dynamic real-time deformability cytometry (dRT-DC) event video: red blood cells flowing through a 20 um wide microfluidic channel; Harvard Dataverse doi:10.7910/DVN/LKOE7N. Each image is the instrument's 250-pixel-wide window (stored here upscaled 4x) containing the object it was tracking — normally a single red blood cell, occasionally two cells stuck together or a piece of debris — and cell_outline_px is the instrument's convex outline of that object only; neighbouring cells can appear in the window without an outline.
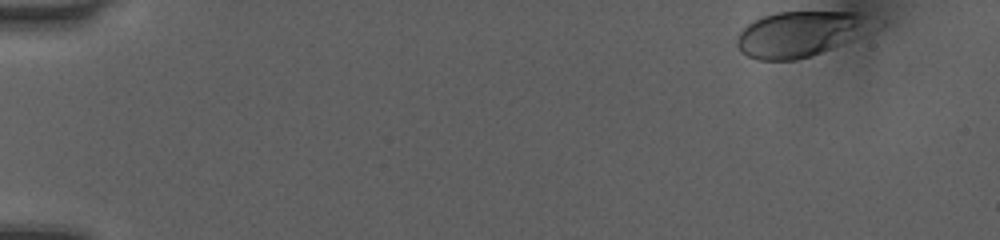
{"species": "human", "species_latin": "Homo sapiens", "temperature_condition": "room temperature", "stored_images_in_passage": 41, "camera_frame_rate_fps": 3000, "um_per_image_px": 0.085, "donor": {"sex": "female"}, "frame": {"image": 1, "passage_image": 1, "time_ms": 0.0, "image_size_px": [1000, 240], "cell_outline_px": [[868, 20], [848, 40], [820, 52], [796, 60], [756, 60], [740, 52], [736, 44], [736, 40], [740, 32], [752, 20], [776, 12], [860, 12], [868, 16]], "centroid_in_image_um": [67.76, 2.89], "position_along_channel_um": 17.2, "area_um2": 34.39}}
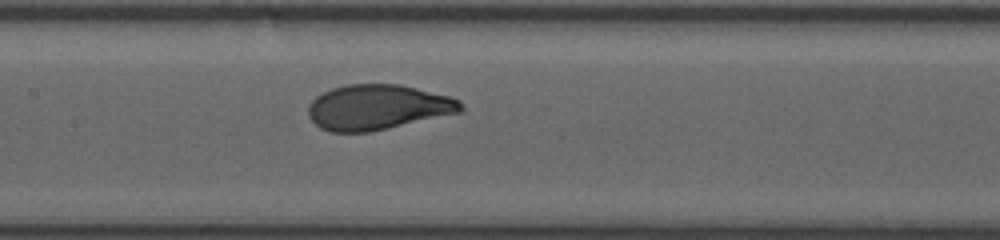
{"frame": {"image": 2, "passage_image": 23, "time_ms": 7.333, "image_size_px": [1000, 240], "cell_outline_px": [[464, 108], [460, 112], [368, 132], [332, 132], [320, 128], [308, 116], [308, 104], [316, 96], [332, 88], [348, 84], [400, 84], [448, 96], [460, 100], [464, 104]], "centroid_in_image_um": [32.08, 9.1], "position_along_channel_um": 175.3, "area_um2": 39.88}}
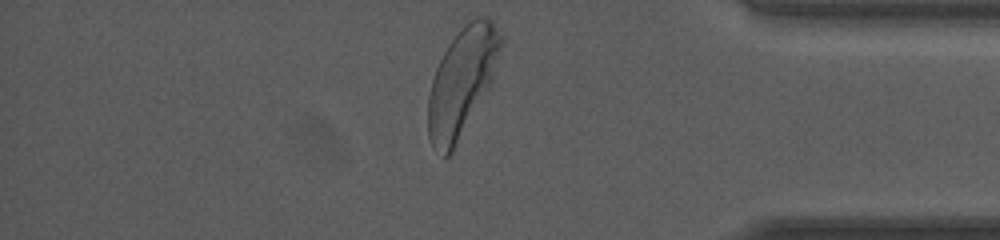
{"frame": {"image": 3, "passage_image": 41, "time_ms": 13.333, "image_size_px": [1000, 240], "cell_outline_px": [[504, 44], [492, 84], [452, 152], [448, 156], [444, 156], [432, 148], [428, 136], [428, 96], [432, 80], [436, 68], [448, 44], [460, 28], [468, 20], [480, 16], [488, 16], [492, 20], [504, 40]], "centroid_in_image_um": [39.3, 6.93], "position_along_channel_um": 395.9, "area_um2": 46.24}, "authors_computed_cell_mechanics": {"area_um2": 39.9976, "velocity_mm_per_s": 4.0304, "shape_relaxation_time_tau1_ms": 2.7643, "shape_relaxation_time_tau2_ms": null, "deformation_change_tau1": 0.1672, "deformation_change_tau2": null}}